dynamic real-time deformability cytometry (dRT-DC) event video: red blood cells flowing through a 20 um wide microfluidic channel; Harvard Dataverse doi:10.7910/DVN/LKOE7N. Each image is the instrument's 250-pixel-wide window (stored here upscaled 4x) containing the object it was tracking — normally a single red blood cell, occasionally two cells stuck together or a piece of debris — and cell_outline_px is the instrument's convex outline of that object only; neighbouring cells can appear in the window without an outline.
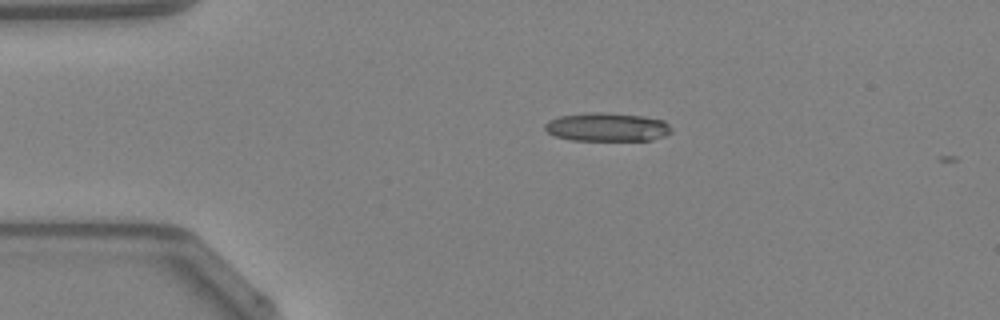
{"species": "Egyptian fruit bat (a non-hibernating species)", "species_latin": "Rousettus aegyptiacus", "temperature_condition": "warm", "stored_images_in_passage": 3, "camera_frame_rate_fps": 3000, "um_per_image_px": 0.085, "animal": {"sex": "female"}, "frame": {"image": 1, "passage_image": 1, "time_ms": 0.0, "image_size_px": [1000, 320], "cell_outline_px": [[672, 132], [664, 136], [652, 140], [572, 140], [556, 136], [548, 132], [544, 128], [544, 124], [548, 120], [560, 116], [588, 112], [604, 112], [644, 116], [664, 120], [672, 128]], "centroid_in_image_um": [51.62, 10.79], "position_along_channel_um": 33.4, "area_um2": 21.15}}